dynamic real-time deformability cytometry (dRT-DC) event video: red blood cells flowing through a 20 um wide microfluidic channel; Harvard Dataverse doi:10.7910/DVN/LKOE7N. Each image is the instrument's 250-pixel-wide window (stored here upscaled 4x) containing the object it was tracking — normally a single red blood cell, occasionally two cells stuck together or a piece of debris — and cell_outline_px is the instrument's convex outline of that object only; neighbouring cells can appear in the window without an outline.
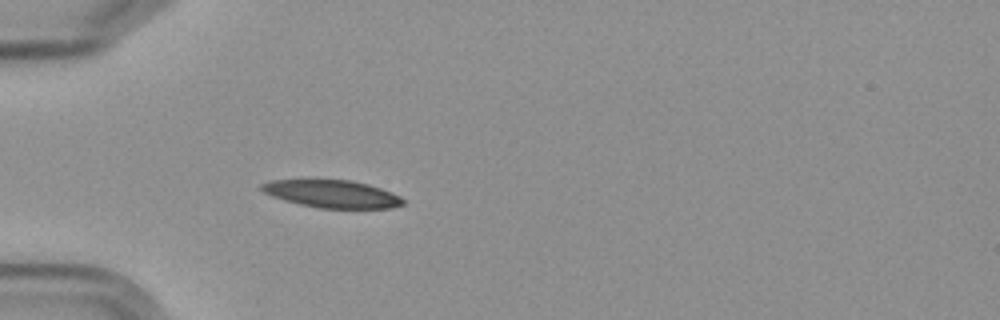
{"species": "Egyptian fruit bat (a non-hibernating species)", "species_latin": "Rousettus aegyptiacus", "temperature_condition": "cold", "stored_images_in_passage": 3, "camera_frame_rate_fps": 3000, "um_per_image_px": 0.085, "frame": {"image": 1, "passage_image": 3, "time_ms": 2.333, "image_size_px": [1000, 320], "cell_outline_px": [[404, 204], [392, 208], [320, 208], [300, 204], [284, 200], [272, 196], [264, 192], [260, 188], [260, 184], [268, 180], [352, 180], [368, 184], [392, 192], [400, 196], [404, 200]], "centroid_in_image_um": [28.23, 16.48], "position_along_channel_um": 56.8, "area_um2": 22.72}}